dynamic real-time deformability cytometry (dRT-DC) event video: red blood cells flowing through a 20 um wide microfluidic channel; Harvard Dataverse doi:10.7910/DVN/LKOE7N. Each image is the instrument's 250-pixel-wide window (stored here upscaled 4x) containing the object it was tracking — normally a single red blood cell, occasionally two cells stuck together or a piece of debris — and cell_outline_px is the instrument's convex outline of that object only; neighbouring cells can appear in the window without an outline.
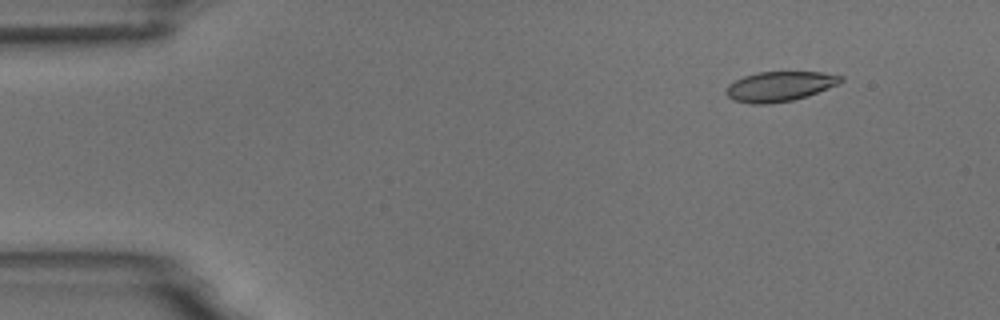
{"species": "common noctule bat (a hibernating species)", "species_latin": "Nyctalus noctula", "temperature_condition": "room temperature", "stored_images_in_passage": 10, "camera_frame_rate_fps": 3000, "um_per_image_px": 0.085, "animal": {"sex": "male", "body_mass_g": 18.8}, "frame": {"image": 1, "passage_image": 1, "time_ms": 0.0, "image_size_px": [1000, 320], "cell_outline_px": [[844, 80], [840, 84], [808, 96], [792, 100], [764, 104], [752, 104], [732, 100], [724, 92], [728, 84], [744, 76], [756, 72], [820, 72], [844, 76]], "centroid_in_image_um": [66.28, 7.34], "position_along_channel_um": 18.7, "area_um2": 20.11}}
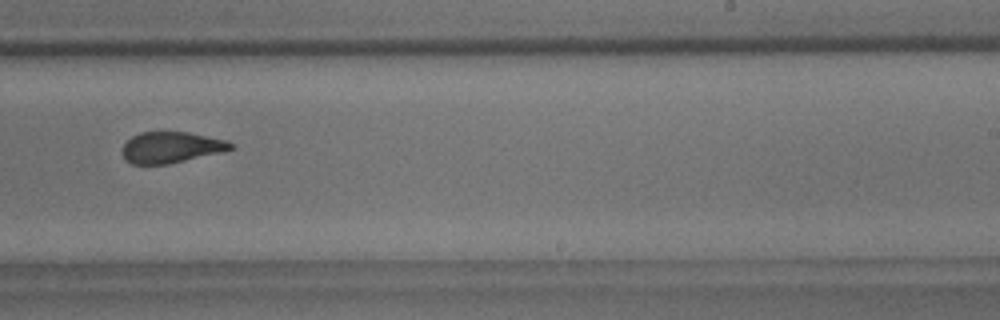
{"frame": {"image": 2, "passage_image": 9, "time_ms": 9.333, "image_size_px": [1000, 320], "cell_outline_px": [[236, 148], [224, 152], [168, 164], [132, 164], [124, 160], [120, 152], [124, 144], [132, 136], [140, 132], [188, 132], [228, 140]], "centroid_in_image_um": [14.55, 12.53], "position_along_channel_um": 274.5, "area_um2": 19.94}}
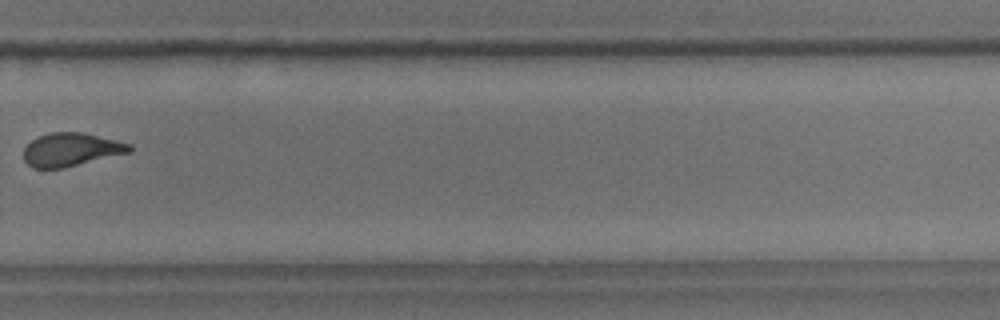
{"frame": {"image": 3, "passage_image": 10, "time_ms": 10.667, "image_size_px": [1000, 320], "cell_outline_px": [[132, 152], [64, 168], [32, 168], [24, 160], [24, 148], [32, 140], [40, 136], [52, 132], [80, 132], [116, 140], [132, 144]], "centroid_in_image_um": [6.06, 12.72], "position_along_channel_um": 323.7, "area_um2": 20.52}}